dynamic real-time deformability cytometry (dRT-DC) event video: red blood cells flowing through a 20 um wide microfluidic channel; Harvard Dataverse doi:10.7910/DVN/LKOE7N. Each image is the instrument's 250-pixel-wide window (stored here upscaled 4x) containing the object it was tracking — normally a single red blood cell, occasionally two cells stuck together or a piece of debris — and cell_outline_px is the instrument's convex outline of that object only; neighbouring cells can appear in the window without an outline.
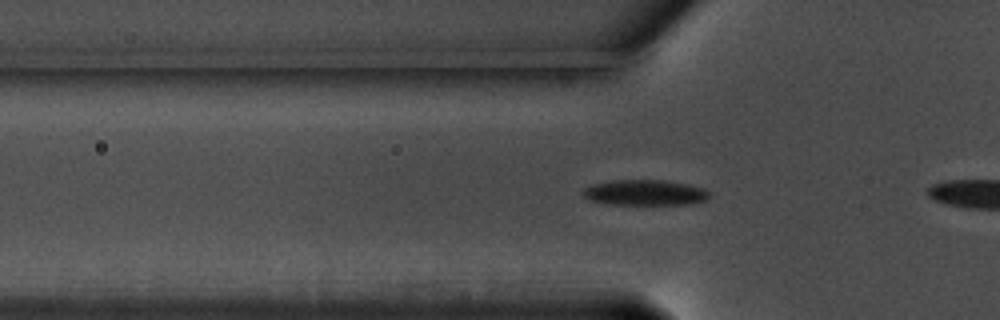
{"species": "common noctule bat (a hibernating species)", "species_latin": "Nyctalus noctula", "temperature_condition": "warm", "stored_images_in_passage": 38, "camera_frame_rate_fps": 3000, "um_per_image_px": 0.085, "animal": {"sex": "male", "body_mass_g": 17.5, "forearm_length_mm": 52.3}, "frame": {"image": 1, "passage_image": 11, "time_ms": 3.333, "image_size_px": [1000, 320], "cell_outline_px": [[712, 196], [704, 200], [692, 204], [608, 204], [592, 200], [584, 196], [580, 192], [584, 188], [592, 184], [612, 180], [664, 180], [688, 184], [704, 188], [712, 192]], "centroid_in_image_um": [54.86, 16.36], "position_along_channel_um": 70.9, "area_um2": 18.96}}
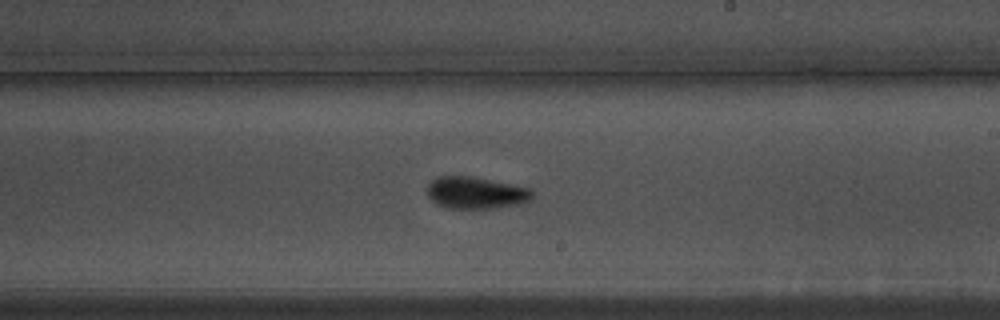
{"frame": {"image": 2, "passage_image": 26, "time_ms": 8.333, "image_size_px": [1000, 320], "cell_outline_px": [[532, 200], [520, 204], [492, 208], [448, 208], [436, 204], [428, 196], [424, 188], [436, 176], [472, 176], [532, 188]], "centroid_in_image_um": [40.42, 16.38], "position_along_channel_um": 248.6, "area_um2": 19.83}}
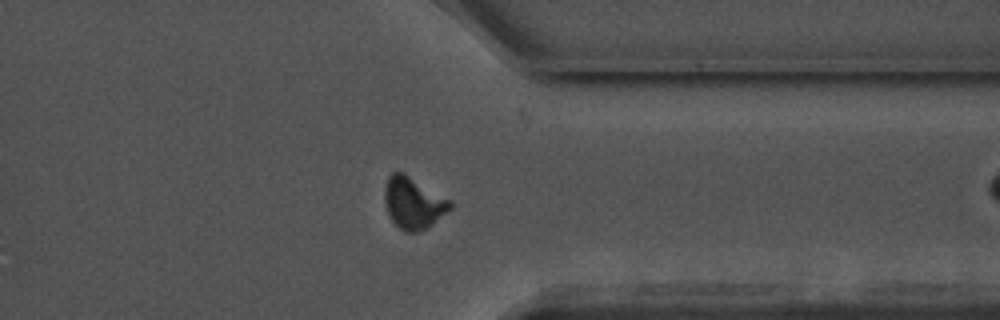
{"frame": {"image": 3, "passage_image": 37, "time_ms": 12.0, "image_size_px": [1000, 320], "cell_outline_px": [[452, 208], [432, 224], [420, 232], [404, 232], [392, 220], [388, 212], [384, 200], [384, 188], [388, 176], [392, 172], [404, 172], [452, 200]], "centroid_in_image_um": [35.14, 17.23], "position_along_channel_um": 376.3, "area_um2": 19.88}}